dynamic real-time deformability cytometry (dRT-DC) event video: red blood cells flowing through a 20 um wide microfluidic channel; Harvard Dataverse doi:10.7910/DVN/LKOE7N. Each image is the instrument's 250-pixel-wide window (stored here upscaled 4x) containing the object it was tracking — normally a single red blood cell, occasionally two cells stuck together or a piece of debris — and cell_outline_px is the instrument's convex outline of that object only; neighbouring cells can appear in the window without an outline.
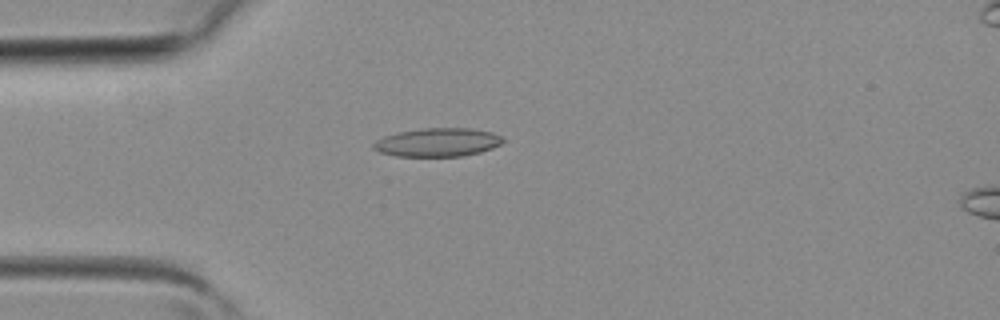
{"species": "common noctule bat (a hibernating species)", "species_latin": "Nyctalus noctula", "temperature_condition": "room temperature", "stored_images_in_passage": 2, "camera_frame_rate_fps": 3000, "um_per_image_px": 0.085, "animal": {"sex": "female", "body_mass_g": 19.3, "forearm_length_mm": 54.1}, "frame": {"image": 1, "passage_image": 2, "time_ms": 0.333, "image_size_px": [1000, 320], "cell_outline_px": [[504, 140], [500, 144], [492, 148], [480, 152], [464, 156], [396, 156], [380, 152], [372, 148], [372, 144], [376, 140], [384, 136], [396, 132], [424, 128], [472, 128], [492, 132], [504, 136]], "centroid_in_image_um": [37.2, 12.09], "position_along_channel_um": 47.8, "area_um2": 21.68}}